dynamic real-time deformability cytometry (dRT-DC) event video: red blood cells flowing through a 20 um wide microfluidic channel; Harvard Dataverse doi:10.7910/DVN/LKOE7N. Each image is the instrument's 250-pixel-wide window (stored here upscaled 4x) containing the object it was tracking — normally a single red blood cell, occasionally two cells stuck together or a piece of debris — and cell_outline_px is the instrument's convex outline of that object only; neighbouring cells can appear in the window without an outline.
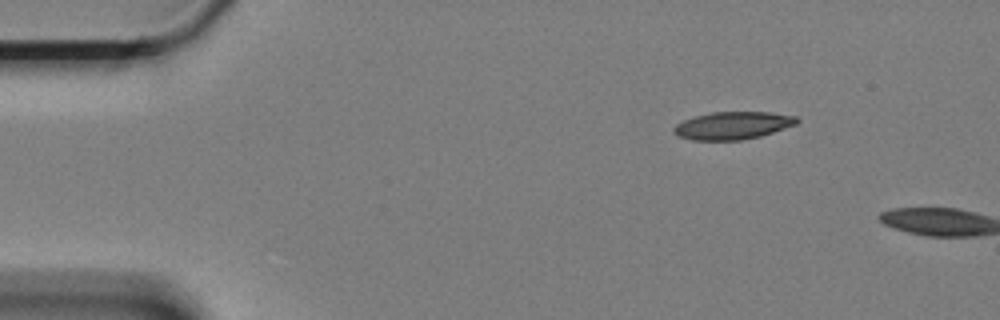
{"species": "Egyptian fruit bat (a non-hibernating species)", "species_latin": "Rousettus aegyptiacus", "temperature_condition": "cold", "stored_images_in_passage": 3, "camera_frame_rate_fps": 3000, "um_per_image_px": 0.085, "animal": {"sex": "female"}, "frame": {"image": 1, "passage_image": 1, "time_ms": 0.0, "image_size_px": [1000, 320], "cell_outline_px": [[800, 120], [796, 124], [760, 136], [740, 140], [692, 140], [676, 136], [672, 132], [672, 128], [676, 124], [684, 120], [696, 116], [712, 112], [768, 112], [796, 116]], "centroid_in_image_um": [62.24, 10.67], "position_along_channel_um": 22.8, "area_um2": 19.77}}